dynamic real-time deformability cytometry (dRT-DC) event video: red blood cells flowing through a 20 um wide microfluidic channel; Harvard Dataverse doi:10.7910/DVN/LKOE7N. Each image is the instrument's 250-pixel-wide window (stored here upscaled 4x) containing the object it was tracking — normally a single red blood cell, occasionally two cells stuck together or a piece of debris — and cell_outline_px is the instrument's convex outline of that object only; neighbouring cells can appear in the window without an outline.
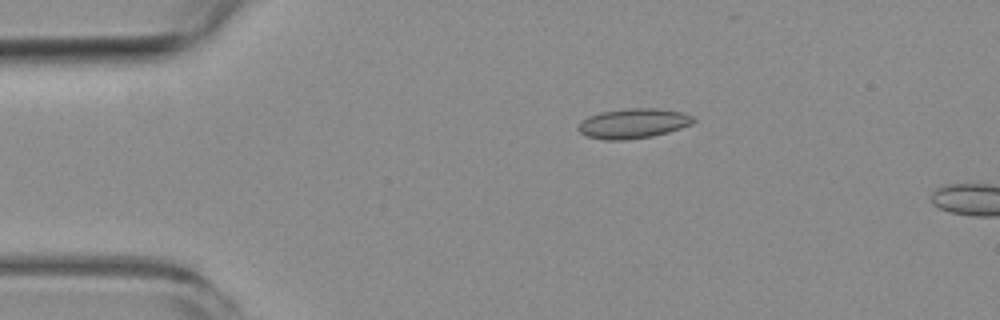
{"species": "common noctule bat (a hibernating species)", "species_latin": "Nyctalus noctula", "temperature_condition": "room temperature", "stored_images_in_passage": 4, "camera_frame_rate_fps": 3000, "um_per_image_px": 0.085, "animal": {"sex": "female", "body_mass_g": 19.3, "forearm_length_mm": 54.1}, "frame": {"image": 1, "passage_image": 3, "time_ms": 2.333, "image_size_px": [1000, 320], "cell_outline_px": [[696, 120], [692, 124], [668, 132], [652, 136], [624, 140], [604, 140], [588, 136], [580, 132], [576, 128], [580, 120], [588, 116], [600, 112], [624, 108], [660, 108], [680, 112], [692, 116]], "centroid_in_image_um": [53.79, 10.48], "position_along_channel_um": 31.2, "area_um2": 20.17}}